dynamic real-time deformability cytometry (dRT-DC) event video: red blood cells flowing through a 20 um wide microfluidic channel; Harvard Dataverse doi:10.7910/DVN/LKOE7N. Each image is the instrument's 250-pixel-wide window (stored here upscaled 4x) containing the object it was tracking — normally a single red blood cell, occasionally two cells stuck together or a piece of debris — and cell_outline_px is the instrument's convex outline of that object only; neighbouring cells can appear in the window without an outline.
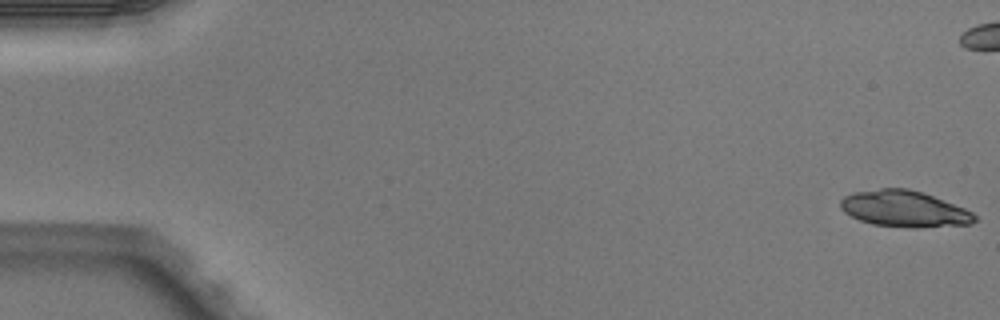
{"species": "Egyptian fruit bat (a non-hibernating species)", "species_latin": "Rousettus aegyptiacus", "temperature_condition": "warm", "stored_images_in_passage": 11, "camera_frame_rate_fps": 3000, "um_per_image_px": 0.085, "animal": {"sex": "male"}, "frame": {"image": 1, "passage_image": 1, "time_ms": 0.0, "image_size_px": [1000, 320], "cell_outline_px": [[976, 220], [968, 224], [920, 228], [908, 228], [872, 224], [860, 220], [844, 212], [840, 208], [840, 200], [844, 196], [856, 192], [880, 188], [908, 188], [932, 196], [964, 208], [972, 212], [976, 216]], "centroid_in_image_um": [76.84, 17.76], "position_along_channel_um": 8.2, "area_um2": 28.21}}